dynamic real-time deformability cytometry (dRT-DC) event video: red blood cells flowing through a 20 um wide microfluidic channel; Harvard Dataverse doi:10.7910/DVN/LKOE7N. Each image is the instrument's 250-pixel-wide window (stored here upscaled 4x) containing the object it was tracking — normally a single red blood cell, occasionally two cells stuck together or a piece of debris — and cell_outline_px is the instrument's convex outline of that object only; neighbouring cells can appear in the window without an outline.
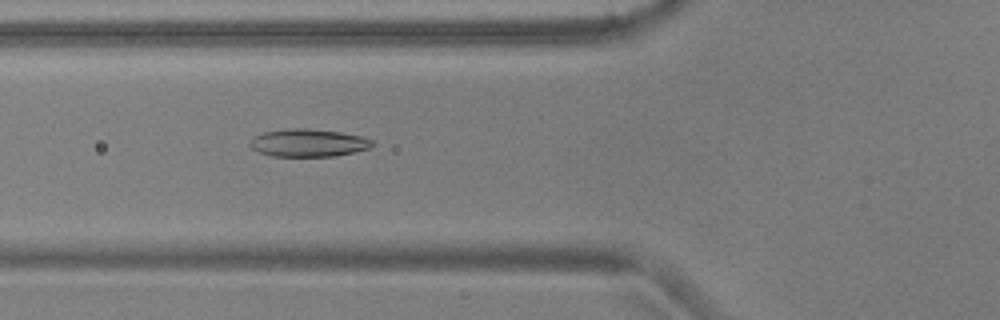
{"species": "common noctule bat (a hibernating species)", "species_latin": "Nyctalus noctula", "temperature_condition": "warm", "stored_images_in_passage": 50, "camera_frame_rate_fps": 3000, "um_per_image_px": 0.085, "animal": {"sex": "male", "body_mass_g": 17.9, "forearm_length_mm": 54.2}, "frame": {"image": 1, "passage_image": 20, "time_ms": 6.333, "image_size_px": [1000, 320], "cell_outline_px": [[376, 144], [368, 148], [352, 152], [332, 156], [272, 156], [260, 152], [252, 148], [248, 144], [252, 136], [264, 132], [288, 128], [304, 128], [340, 132], [360, 136], [372, 140]], "centroid_in_image_um": [26.16, 12.13], "position_along_channel_um": 99.6, "area_um2": 19.65}}
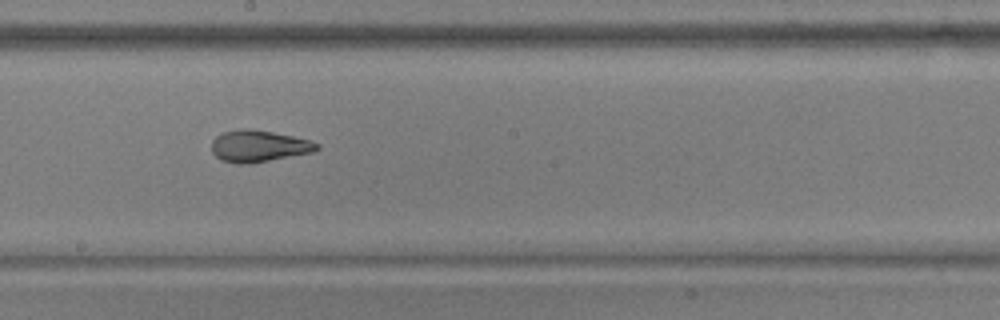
{"frame": {"image": 2, "passage_image": 30, "time_ms": 9.667, "image_size_px": [1000, 320], "cell_outline_px": [[320, 148], [312, 152], [252, 164], [236, 164], [220, 160], [212, 152], [212, 140], [216, 136], [224, 132], [240, 128], [248, 128], [272, 132], [292, 136], [308, 140], [320, 144]], "centroid_in_image_um": [21.96, 12.43], "position_along_channel_um": 226.2, "area_um2": 19.54}}
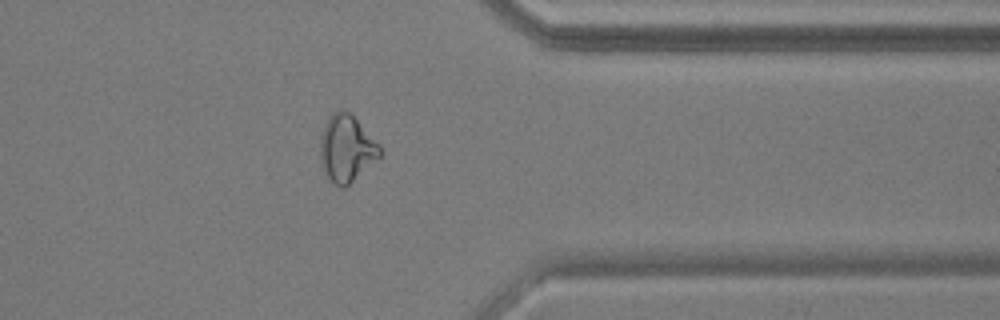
{"frame": {"image": 3, "passage_image": 43, "time_ms": 14.0, "image_size_px": [1000, 320], "cell_outline_px": [[384, 152], [380, 156], [344, 188], [340, 188], [328, 176], [324, 168], [320, 156], [320, 136], [324, 124], [332, 112], [336, 108], [344, 108], [380, 144]], "centroid_in_image_um": [29.45, 12.57], "position_along_channel_um": 381.9, "area_um2": 23.0}, "authors_computed_cell_mechanics": {"area_um2": 20.1722, "velocity_mm_per_s": 3.7847, "shape_relaxation_time_tau1_ms": 6.177, "shape_relaxation_time_tau2_ms": 2.141, "deformation_change_tau1": 0.176, "deformation_change_tau2": 0.0912}}